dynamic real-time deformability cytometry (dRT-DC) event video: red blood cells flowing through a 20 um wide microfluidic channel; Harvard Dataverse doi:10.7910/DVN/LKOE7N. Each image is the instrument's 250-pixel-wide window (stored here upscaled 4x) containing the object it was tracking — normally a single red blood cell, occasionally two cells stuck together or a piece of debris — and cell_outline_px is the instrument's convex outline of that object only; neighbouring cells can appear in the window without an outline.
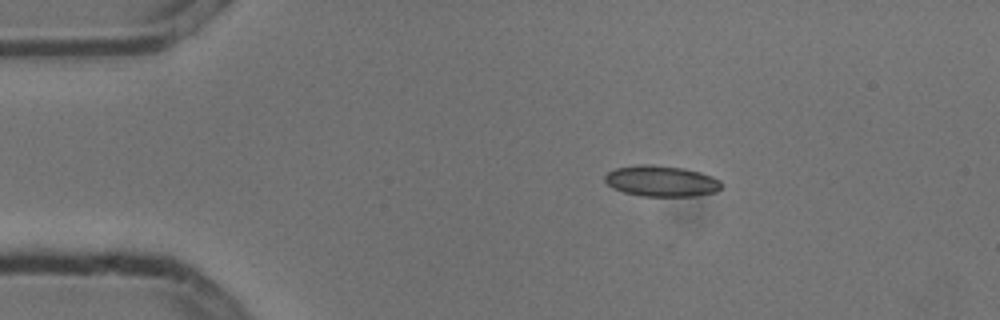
{"species": "common noctule bat (a hibernating species)", "species_latin": "Nyctalus noctula", "temperature_condition": "cold", "stored_images_in_passage": 9, "camera_frame_rate_fps": 3000, "um_per_image_px": 0.085, "animal": {"sex": "male", "body_mass_g": 13.3}, "frame": {"image": 1, "passage_image": 2, "time_ms": 0.333, "image_size_px": [1000, 320], "cell_outline_px": [[724, 184], [716, 192], [692, 196], [640, 196], [624, 192], [612, 188], [604, 180], [604, 176], [608, 172], [616, 168], [640, 164], [652, 164], [684, 168], [700, 172], [712, 176], [720, 180]], "centroid_in_image_um": [56.22, 15.39], "position_along_channel_um": 28.8, "area_um2": 21.15}}
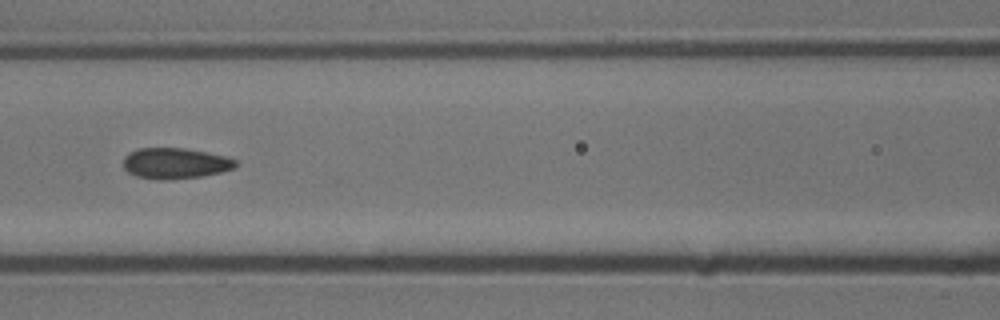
{"frame": {"image": 2, "passage_image": 6, "time_ms": 1.667, "image_size_px": [1000, 320], "cell_outline_px": [[240, 164], [236, 168], [204, 176], [168, 180], [160, 180], [136, 176], [128, 172], [124, 168], [124, 156], [128, 152], [140, 148], [184, 148], [224, 156], [236, 160]], "centroid_in_image_um": [14.9, 13.89], "position_along_channel_um": 151.7, "area_um2": 20.29}}
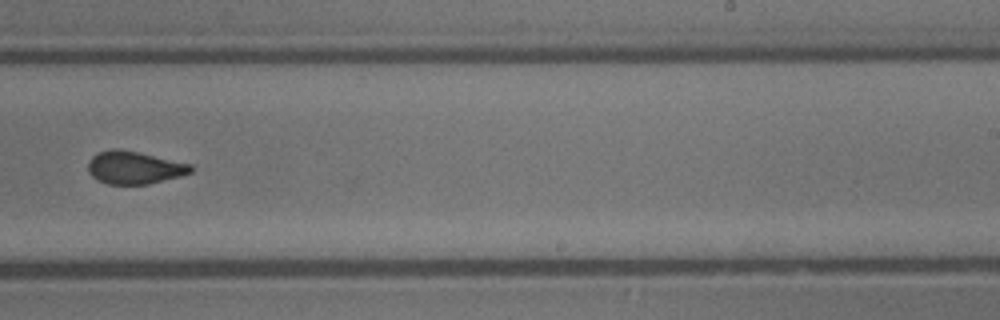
{"frame": {"image": 3, "passage_image": 9, "time_ms": 2.667, "image_size_px": [1000, 320], "cell_outline_px": [[192, 172], [180, 176], [148, 184], [108, 184], [96, 180], [88, 172], [88, 160], [92, 156], [100, 152], [112, 148], [116, 148], [136, 152], [192, 164]], "centroid_in_image_um": [11.38, 14.25], "position_along_channel_um": 277.6, "area_um2": 19.48}}